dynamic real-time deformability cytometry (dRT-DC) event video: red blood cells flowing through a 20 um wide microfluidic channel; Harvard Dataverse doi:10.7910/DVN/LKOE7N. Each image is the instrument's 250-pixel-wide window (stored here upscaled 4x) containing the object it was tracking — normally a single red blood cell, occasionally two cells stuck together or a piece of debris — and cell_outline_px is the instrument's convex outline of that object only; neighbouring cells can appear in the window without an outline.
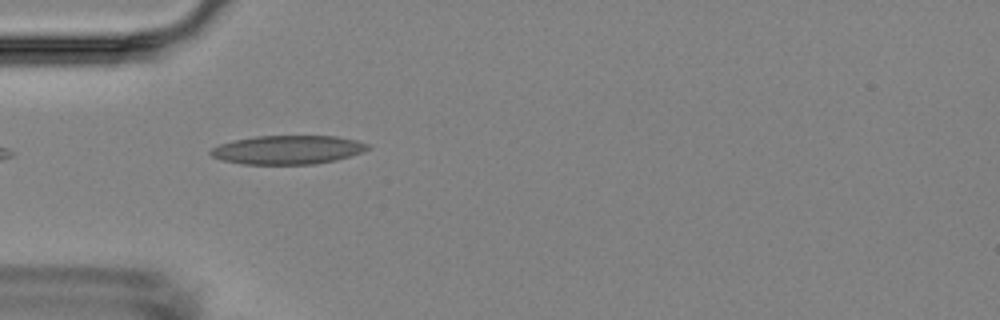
{"species": "Egyptian fruit bat (a non-hibernating species)", "species_latin": "Rousettus aegyptiacus", "temperature_condition": "room temperature", "stored_images_in_passage": 6, "camera_frame_rate_fps": 3000, "um_per_image_px": 0.085, "animal": {"sex": "female"}, "frame": {"image": 1, "passage_image": 5, "time_ms": 5.0, "image_size_px": [1000, 320], "cell_outline_px": [[372, 148], [336, 160], [312, 164], [244, 164], [224, 160], [212, 156], [208, 152], [212, 148], [220, 144], [232, 140], [256, 136], [336, 136], [356, 140], [368, 144]], "centroid_in_image_um": [24.45, 12.72], "position_along_channel_um": 60.6, "area_um2": 26.18}}